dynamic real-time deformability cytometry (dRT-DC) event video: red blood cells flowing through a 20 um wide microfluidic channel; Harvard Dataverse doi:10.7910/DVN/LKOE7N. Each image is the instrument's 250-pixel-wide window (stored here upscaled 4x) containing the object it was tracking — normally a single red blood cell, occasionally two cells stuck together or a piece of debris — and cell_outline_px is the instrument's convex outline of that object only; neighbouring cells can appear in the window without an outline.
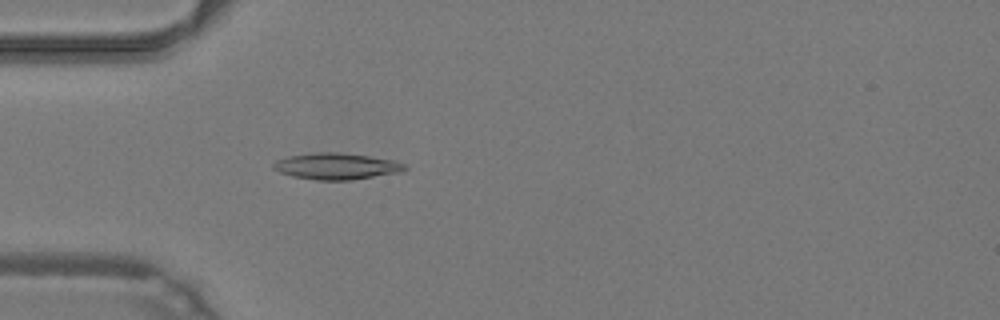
{"species": "common noctule bat (a hibernating species)", "species_latin": "Nyctalus noctula", "temperature_condition": "warm", "stored_images_in_passage": 48, "camera_frame_rate_fps": 3000, "um_per_image_px": 0.085, "animal": {"sex": "male", "body_mass_g": 19.2, "forearm_length_mm": 51.8}, "frame": {"image": 1, "passage_image": 15, "time_ms": 4.667, "image_size_px": [1000, 320], "cell_outline_px": [[408, 168], [400, 172], [352, 180], [316, 180], [292, 176], [280, 172], [272, 168], [272, 164], [276, 160], [292, 156], [316, 152], [336, 152], [368, 156], [392, 160], [404, 164]], "centroid_in_image_um": [28.58, 14.14], "position_along_channel_um": 56.4, "area_um2": 20.0}}
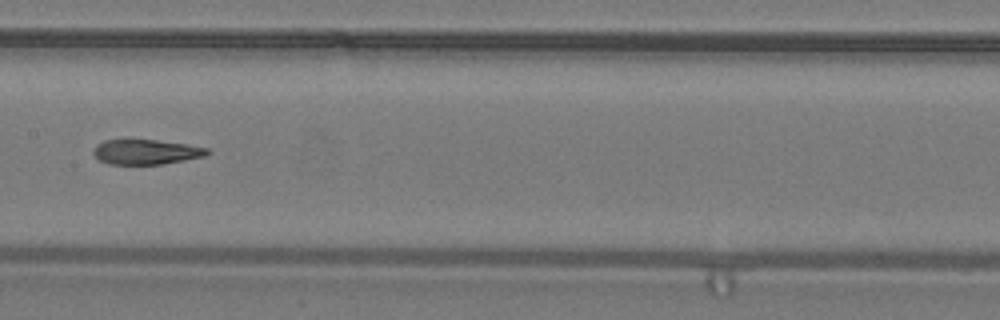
{"frame": {"image": 2, "passage_image": 25, "time_ms": 8.0, "image_size_px": [1000, 320], "cell_outline_px": [[208, 152], [204, 156], [184, 160], [160, 164], [108, 164], [100, 160], [92, 152], [96, 144], [104, 140], [156, 140], [184, 144], [208, 148]], "centroid_in_image_um": [12.36, 12.91], "position_along_channel_um": 195.0, "area_um2": 16.24}}
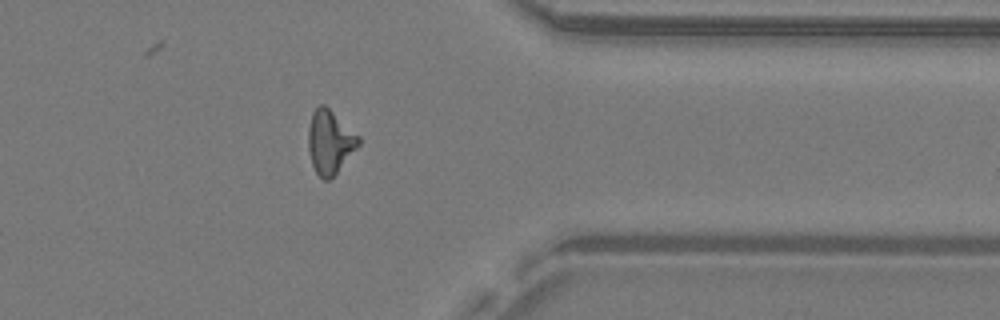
{"frame": {"image": 3, "passage_image": 39, "time_ms": 12.667, "image_size_px": [1000, 320], "cell_outline_px": [[360, 144], [336, 172], [328, 180], [324, 180], [316, 172], [312, 164], [308, 148], [308, 128], [312, 112], [320, 104], [324, 104], [360, 136]], "centroid_in_image_um": [28.03, 12.04], "position_along_channel_um": 383.4, "area_um2": 18.38}, "authors_computed_cell_mechanics": {"area_um2": 18.0914, "velocity_mm_per_s": 4.296, "shape_relaxation_time_tau1_ms": null, "shape_relaxation_time_tau2_ms": 3.7159, "deformation_change_tau1": null, "deformation_change_tau2": 0.1277}}